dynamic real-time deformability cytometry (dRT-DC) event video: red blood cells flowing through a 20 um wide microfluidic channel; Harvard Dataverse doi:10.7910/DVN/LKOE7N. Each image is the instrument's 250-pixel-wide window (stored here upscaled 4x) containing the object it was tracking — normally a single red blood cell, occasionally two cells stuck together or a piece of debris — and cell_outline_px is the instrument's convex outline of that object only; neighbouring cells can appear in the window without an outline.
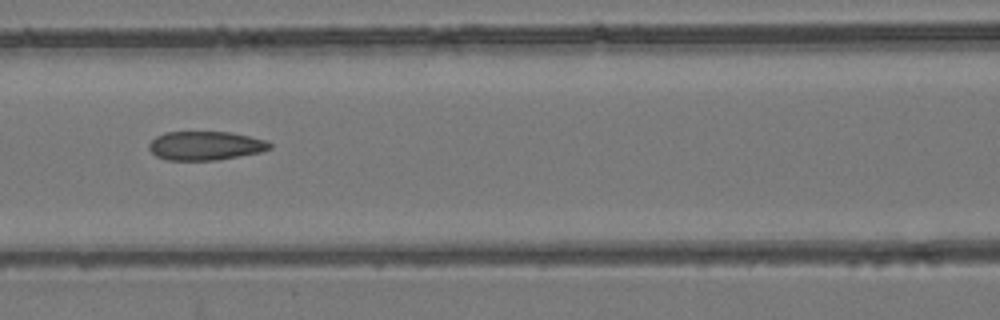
{"species": "common noctule bat (a hibernating species)", "species_latin": "Nyctalus noctula", "temperature_condition": "room temperature", "stored_images_in_passage": 11, "segment_of_instrument_passage": [1, 2], "camera_frame_rate_fps": 3000, "um_per_image_px": 0.085, "animal": {"sex": "female", "body_mass_g": 24.6, "forearm_length_mm": 56.2}, "frame": {"image": 1, "passage_image": 7, "time_ms": 2.0, "image_size_px": [1000, 320], "cell_outline_px": [[272, 148], [260, 152], [216, 160], [168, 160], [156, 156], [148, 148], [148, 144], [156, 136], [164, 132], [232, 132], [268, 140], [272, 144]], "centroid_in_image_um": [17.47, 12.37], "position_along_channel_um": 149.1, "area_um2": 20.4}}
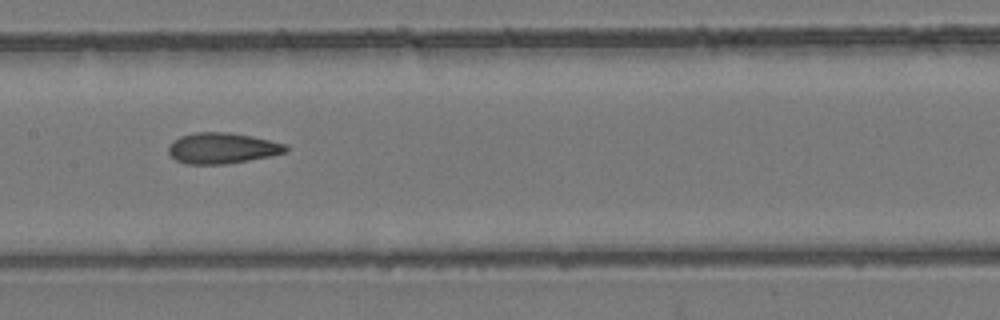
{"frame": {"image": 2, "passage_image": 8, "time_ms": 2.333, "image_size_px": [1000, 320], "cell_outline_px": [[288, 152], [272, 156], [224, 164], [188, 164], [176, 160], [168, 152], [168, 144], [172, 140], [180, 136], [196, 132], [228, 132], [252, 136], [288, 144]], "centroid_in_image_um": [18.9, 12.59], "position_along_channel_um": 188.5, "area_um2": 21.27}}
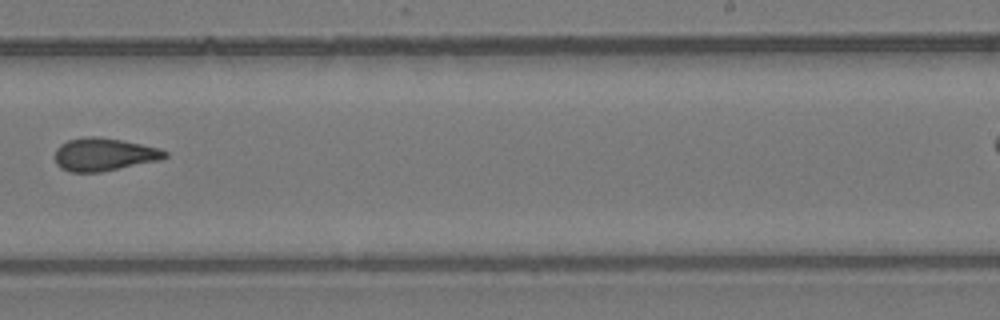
{"frame": {"image": 3, "passage_image": 10, "time_ms": 3.0, "image_size_px": [1000, 320], "cell_outline_px": [[168, 156], [160, 160], [100, 172], [68, 172], [60, 168], [56, 164], [56, 148], [60, 144], [68, 140], [92, 136], [120, 140], [160, 148], [168, 152]], "centroid_in_image_um": [8.83, 13.14], "position_along_channel_um": 280.2, "area_um2": 20.92}}